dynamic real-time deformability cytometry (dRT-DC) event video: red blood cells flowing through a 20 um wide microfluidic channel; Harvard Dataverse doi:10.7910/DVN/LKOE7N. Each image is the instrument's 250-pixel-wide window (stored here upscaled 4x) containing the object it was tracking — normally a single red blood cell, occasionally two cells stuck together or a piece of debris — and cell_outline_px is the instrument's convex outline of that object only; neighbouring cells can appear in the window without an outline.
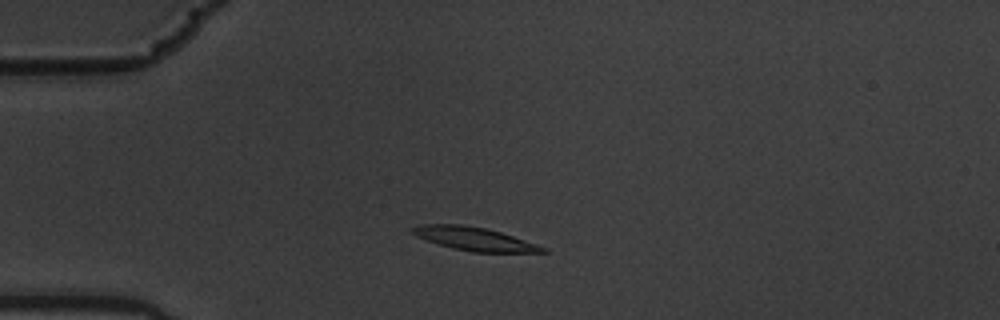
{"species": "common noctule bat (a hibernating species)", "species_latin": "Nyctalus noctula", "temperature_condition": "warm", "stored_images_in_passage": 6, "camera_frame_rate_fps": 3000, "um_per_image_px": 0.085, "animal": {"sex": "male", "body_mass_g": 19.5, "forearm_length_mm": 54.6}, "frame": {"image": 1, "passage_image": 3, "time_ms": 0.667, "image_size_px": [1000, 320], "cell_outline_px": [[548, 252], [472, 252], [452, 248], [416, 236], [412, 232], [412, 228], [420, 224], [460, 224], [488, 228], [548, 248]], "centroid_in_image_um": [40.33, 20.3], "position_along_channel_um": 44.7, "area_um2": 17.51}}
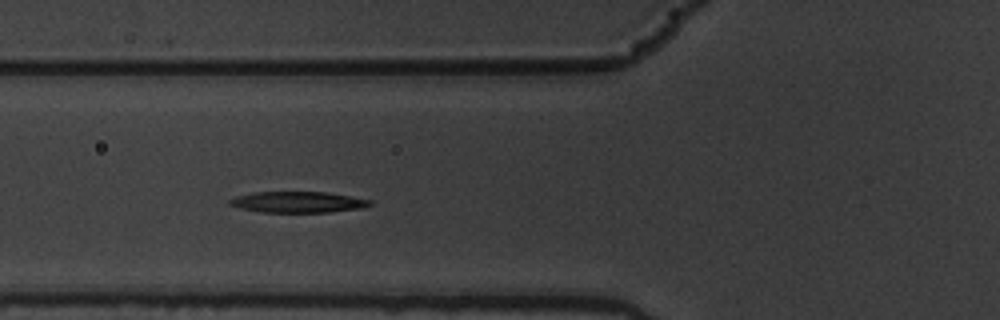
{"frame": {"image": 2, "passage_image": 5, "time_ms": 1.333, "image_size_px": [1000, 320], "cell_outline_px": [[372, 204], [360, 208], [328, 212], [260, 212], [240, 208], [228, 204], [228, 200], [236, 196], [252, 192], [328, 192], [372, 200]], "centroid_in_image_um": [25.29, 17.17], "position_along_channel_um": 100.5, "area_um2": 17.17}}
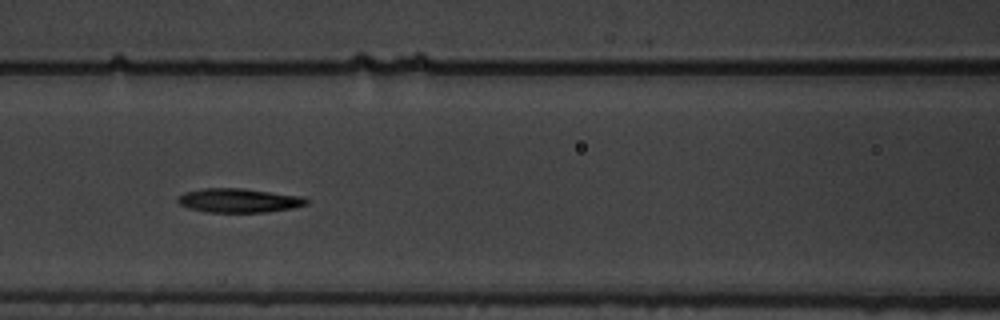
{"frame": {"image": 3, "passage_image": 6, "time_ms": 1.667, "image_size_px": [1000, 320], "cell_outline_px": [[308, 204], [292, 208], [268, 212], [204, 212], [188, 208], [180, 204], [176, 200], [184, 192], [204, 188], [244, 188], [304, 196], [308, 200]], "centroid_in_image_um": [20.32, 17.03], "position_along_channel_um": 146.3, "area_um2": 18.21}}